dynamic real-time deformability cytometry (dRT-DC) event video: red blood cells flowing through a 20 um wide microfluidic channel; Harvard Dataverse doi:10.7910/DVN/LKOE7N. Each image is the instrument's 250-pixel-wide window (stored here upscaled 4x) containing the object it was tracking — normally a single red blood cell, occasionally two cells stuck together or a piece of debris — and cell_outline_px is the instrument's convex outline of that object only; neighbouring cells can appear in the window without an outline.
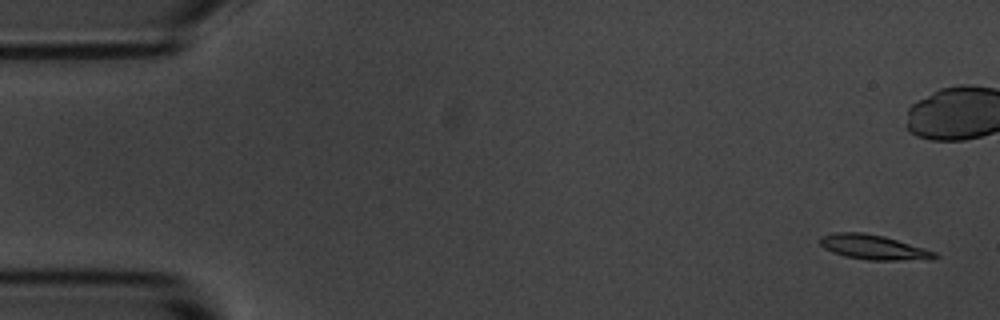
{"species": "common noctule bat (a hibernating species)", "species_latin": "Nyctalus noctula", "temperature_condition": "room temperature", "stored_images_in_passage": 17, "camera_frame_rate_fps": 3000, "um_per_image_px": 0.085, "animal": {"sex": "male", "body_mass_g": 20.1, "forearm_length_mm": 53.5}, "frame": {"image": 1, "passage_image": 1, "time_ms": 0.0, "image_size_px": [1000, 320], "cell_outline_px": [[940, 256], [932, 260], [868, 260], [844, 256], [832, 252], [824, 248], [820, 244], [820, 236], [836, 232], [864, 232], [884, 236], [924, 248], [936, 252]], "centroid_in_image_um": [74.27, 21.02], "position_along_channel_um": 10.7, "area_um2": 16.7}}
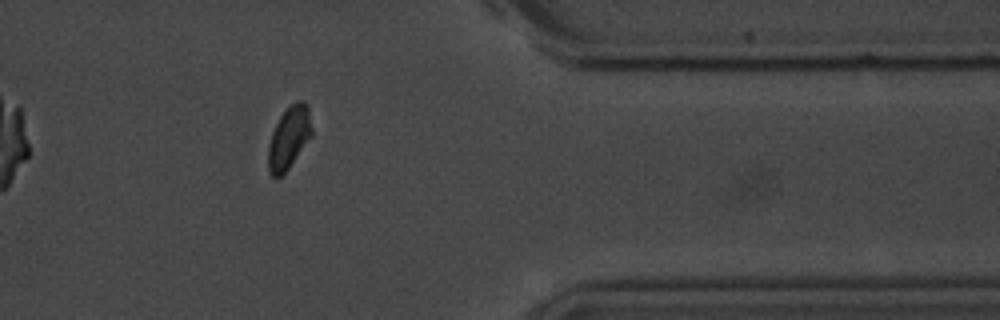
{"frame": {"image": 2, "passage_image": 15, "time_ms": 17.0, "image_size_px": [1000, 320], "cell_outline_px": [[312, 136], [288, 168], [280, 176], [272, 176], [268, 172], [268, 144], [272, 132], [280, 116], [296, 100], [304, 100], [308, 104], [312, 128]], "centroid_in_image_um": [24.57, 11.68], "position_along_channel_um": 386.8, "area_um2": 15.78}}
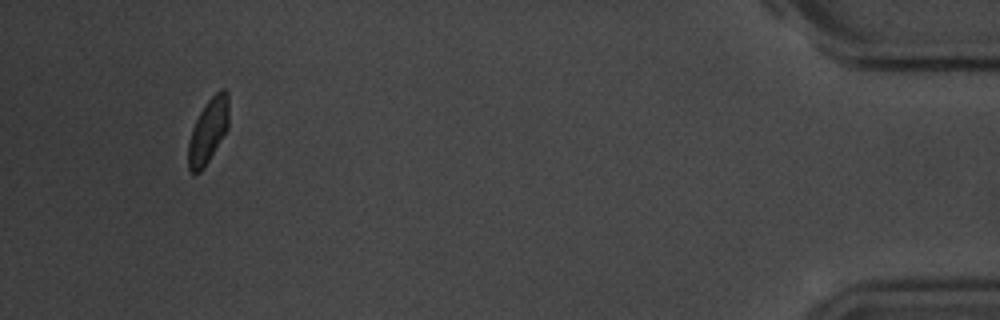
{"frame": {"image": 3, "passage_image": 17, "time_ms": 19.333, "image_size_px": [1000, 320], "cell_outline_px": [[228, 128], [208, 160], [200, 172], [192, 172], [188, 168], [188, 144], [192, 128], [204, 104], [220, 88], [224, 88], [228, 92]], "centroid_in_image_um": [17.7, 11.07], "position_along_channel_um": 417.5, "area_um2": 15.03}, "authors_computed_cell_mechanics": {"area_um2": 16.7042, "velocity_mm_per_s": 3.646, "shape_relaxation_time_tau1_ms": 5.4284, "shape_relaxation_time_tau2_ms": null, "deformation_change_tau1": 0.2162, "deformation_change_tau2": null}}